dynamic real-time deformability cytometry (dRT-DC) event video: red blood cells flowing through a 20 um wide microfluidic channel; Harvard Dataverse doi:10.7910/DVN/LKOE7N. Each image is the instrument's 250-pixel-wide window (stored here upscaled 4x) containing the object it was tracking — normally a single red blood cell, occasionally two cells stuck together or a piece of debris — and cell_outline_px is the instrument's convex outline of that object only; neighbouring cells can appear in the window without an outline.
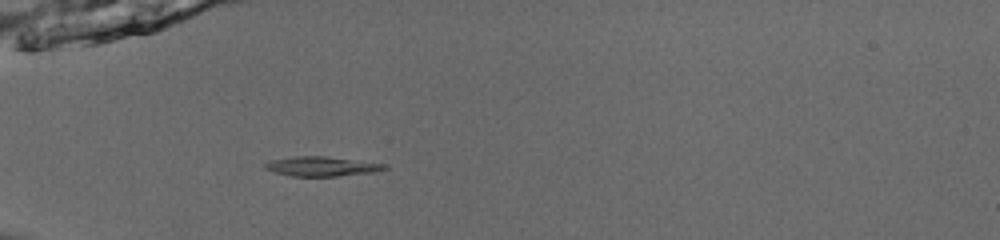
{"species": "common noctule bat (a hibernating species)", "species_latin": "Nyctalus noctula", "temperature_condition": "room temperature", "stored_images_in_passage": 32, "camera_frame_rate_fps": 3000, "um_per_image_px": 0.085, "animal": {"sex": "male", "body_mass_g": 13.0, "forearm_length_mm": 53.1}, "frame": {"image": 1, "passage_image": 1, "time_ms": 0.0, "image_size_px": [1000, 240], "cell_outline_px": [[388, 168], [376, 172], [336, 176], [292, 176], [276, 172], [264, 168], [264, 164], [272, 160], [296, 156], [324, 156], [388, 164]], "centroid_in_image_um": [27.4, 14.14], "position_along_channel_um": 57.6, "area_um2": 13.53}}
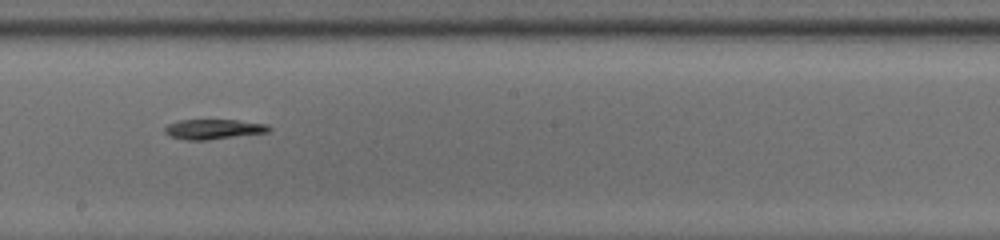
{"frame": {"image": 2, "passage_image": 15, "time_ms": 4.667, "image_size_px": [1000, 240], "cell_outline_px": [[272, 128], [268, 132], [208, 140], [184, 140], [168, 136], [164, 132], [164, 128], [168, 124], [180, 120], [236, 120], [268, 124]], "centroid_in_image_um": [18.13, 10.98], "position_along_channel_um": 230.1, "area_um2": 12.2}}
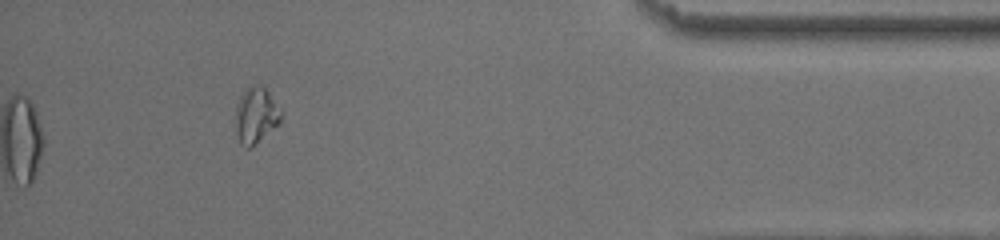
{"frame": {"image": 3, "passage_image": 32, "time_ms": 10.333, "image_size_px": [1000, 240], "cell_outline_px": [[280, 120], [252, 148], [248, 148], [240, 144], [236, 132], [236, 104], [240, 96], [252, 84], [264, 88], [268, 92], [280, 108]], "centroid_in_image_um": [21.71, 9.82], "position_along_channel_um": 413.5, "area_um2": 14.39}}